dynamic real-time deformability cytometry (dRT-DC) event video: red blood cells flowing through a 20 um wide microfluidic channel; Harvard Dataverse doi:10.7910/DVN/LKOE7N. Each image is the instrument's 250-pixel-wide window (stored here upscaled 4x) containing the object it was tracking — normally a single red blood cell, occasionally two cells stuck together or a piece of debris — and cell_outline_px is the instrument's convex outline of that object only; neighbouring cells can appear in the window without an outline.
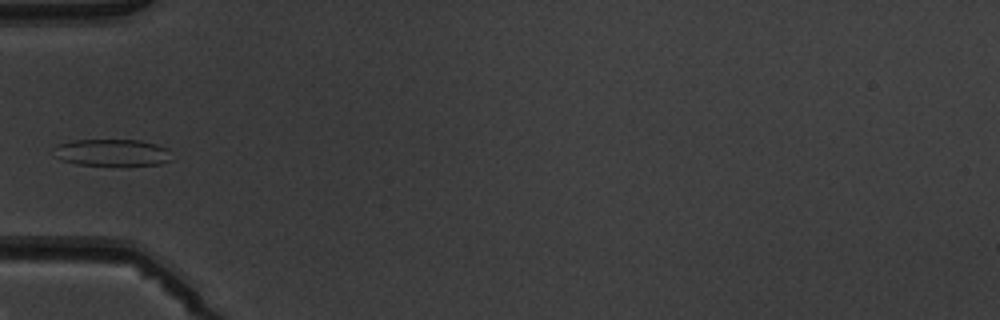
{"species": "common noctule bat (a hibernating species)", "species_latin": "Nyctalus noctula", "temperature_condition": "warm", "stored_images_in_passage": 5, "camera_frame_rate_fps": 3000, "um_per_image_px": 0.085, "animal": {"sex": "male", "body_mass_g": 19.5, "forearm_length_mm": 54.6}, "frame": {"image": 1, "passage_image": 4, "time_ms": 3.667, "image_size_px": [1000, 320], "cell_outline_px": [[172, 160], [160, 164], [76, 164], [64, 160], [56, 156], [52, 148], [56, 144], [72, 140], [140, 140], [156, 144], [168, 148]], "centroid_in_image_um": [9.52, 12.94], "position_along_channel_um": 75.5, "area_um2": 18.21}}